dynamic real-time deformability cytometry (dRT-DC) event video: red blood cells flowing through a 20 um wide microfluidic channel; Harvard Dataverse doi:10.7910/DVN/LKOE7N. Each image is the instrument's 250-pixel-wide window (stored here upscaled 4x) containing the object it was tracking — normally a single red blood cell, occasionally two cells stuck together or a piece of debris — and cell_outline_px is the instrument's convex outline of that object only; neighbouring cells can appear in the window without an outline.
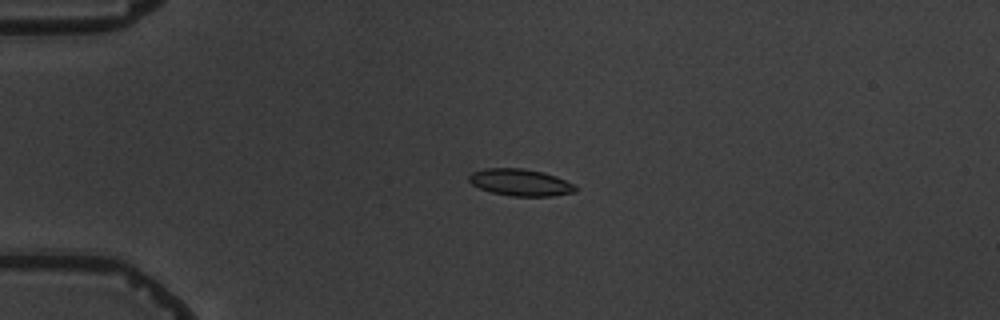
{"species": "common noctule bat (a hibernating species)", "species_latin": "Nyctalus noctula", "temperature_condition": "warm", "stored_images_in_passage": 5, "camera_frame_rate_fps": 3000, "um_per_image_px": 0.085, "animal": {"sex": "male", "body_mass_g": 19.5, "forearm_length_mm": 54.6}, "frame": {"image": 1, "passage_image": 4, "time_ms": 4.333, "image_size_px": [1000, 320], "cell_outline_px": [[576, 192], [552, 196], [512, 196], [492, 192], [480, 188], [472, 184], [468, 180], [468, 176], [472, 172], [484, 168], [520, 168], [544, 172], [556, 176], [576, 184]], "centroid_in_image_um": [44.25, 15.5], "position_along_channel_um": 40.7, "area_um2": 16.76}}